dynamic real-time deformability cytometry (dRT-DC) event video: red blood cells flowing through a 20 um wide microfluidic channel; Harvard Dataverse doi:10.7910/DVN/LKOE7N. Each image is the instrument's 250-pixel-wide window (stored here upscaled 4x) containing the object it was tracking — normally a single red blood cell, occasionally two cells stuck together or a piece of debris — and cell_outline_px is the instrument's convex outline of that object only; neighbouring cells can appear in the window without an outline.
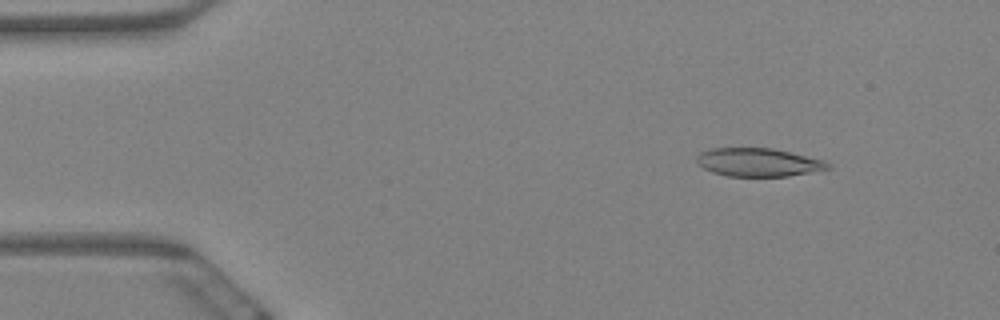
{"species": "Egyptian fruit bat (a non-hibernating species)", "species_latin": "Rousettus aegyptiacus", "temperature_condition": "warm", "stored_images_in_passage": 5, "camera_frame_rate_fps": 3000, "um_per_image_px": 0.085, "animal": {"sex": "female"}, "frame": {"image": 1, "passage_image": 2, "time_ms": 0.333, "image_size_px": [1000, 320], "cell_outline_px": [[832, 168], [788, 176], [728, 176], [712, 172], [704, 168], [696, 160], [696, 156], [700, 152], [712, 148], [772, 148], [824, 160], [832, 164]], "centroid_in_image_um": [64.47, 13.79], "position_along_channel_um": 20.5, "area_um2": 21.56}}
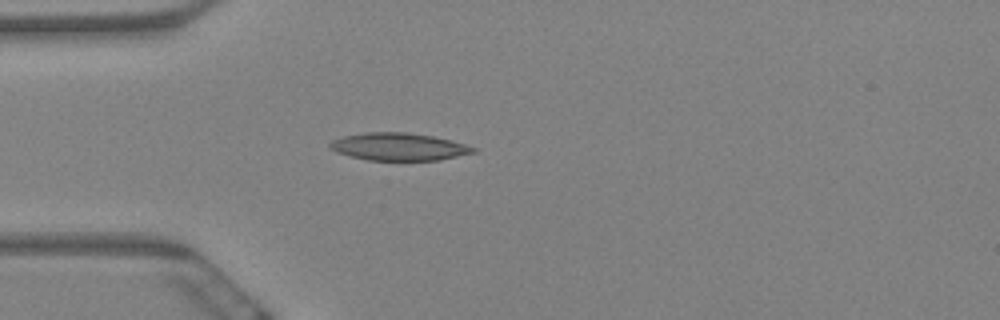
{"frame": {"image": 2, "passage_image": 5, "time_ms": 1.333, "image_size_px": [1000, 320], "cell_outline_px": [[476, 152], [440, 160], [368, 160], [336, 152], [328, 148], [328, 144], [332, 140], [344, 136], [364, 132], [408, 132], [432, 136], [452, 140], [476, 148]], "centroid_in_image_um": [33.88, 12.46], "position_along_channel_um": 51.1, "area_um2": 23.0}}